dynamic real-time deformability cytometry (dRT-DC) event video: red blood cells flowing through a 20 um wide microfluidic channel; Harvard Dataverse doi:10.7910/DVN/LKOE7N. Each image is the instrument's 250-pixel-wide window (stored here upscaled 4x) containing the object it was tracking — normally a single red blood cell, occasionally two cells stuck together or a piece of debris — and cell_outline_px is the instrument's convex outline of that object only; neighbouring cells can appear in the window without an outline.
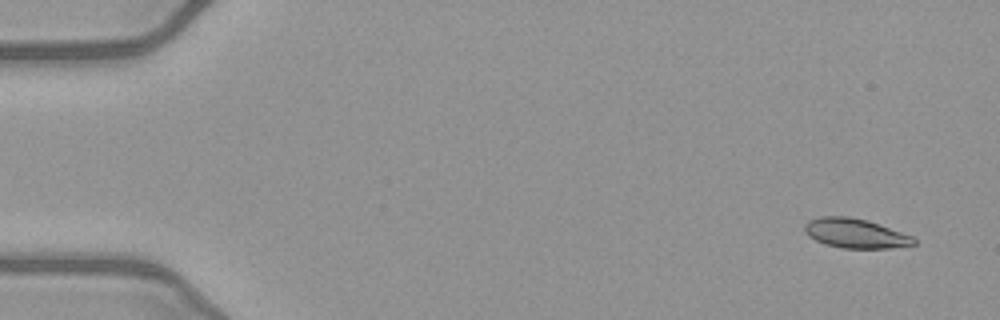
{"species": "common noctule bat (a hibernating species)", "species_latin": "Nyctalus noctula", "temperature_condition": "warm", "stored_images_in_passage": 16, "camera_frame_rate_fps": 3000, "um_per_image_px": 0.085, "animal": {"sex": "female", "body_mass_g": 21.9}, "frame": {"image": 1, "passage_image": 3, "time_ms": 0.667, "image_size_px": [1000, 320], "cell_outline_px": [[916, 244], [892, 248], [840, 248], [824, 244], [808, 236], [804, 232], [804, 224], [808, 220], [820, 216], [848, 216], [868, 220], [912, 236], [916, 240]], "centroid_in_image_um": [72.67, 19.83], "position_along_channel_um": 12.3, "area_um2": 18.9}}
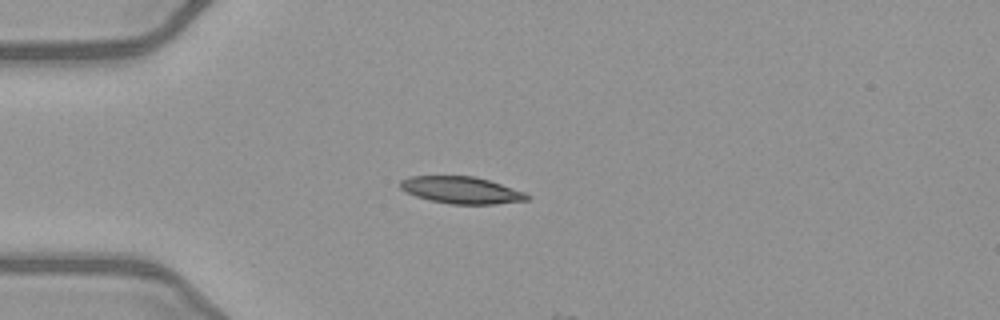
{"frame": {"image": 2, "passage_image": 14, "time_ms": 4.333, "image_size_px": [1000, 320], "cell_outline_px": [[532, 196], [528, 200], [496, 204], [452, 204], [428, 200], [416, 196], [400, 188], [400, 180], [408, 176], [476, 176], [524, 192]], "centroid_in_image_um": [39.21, 16.16], "position_along_channel_um": 45.8, "area_um2": 19.88}}